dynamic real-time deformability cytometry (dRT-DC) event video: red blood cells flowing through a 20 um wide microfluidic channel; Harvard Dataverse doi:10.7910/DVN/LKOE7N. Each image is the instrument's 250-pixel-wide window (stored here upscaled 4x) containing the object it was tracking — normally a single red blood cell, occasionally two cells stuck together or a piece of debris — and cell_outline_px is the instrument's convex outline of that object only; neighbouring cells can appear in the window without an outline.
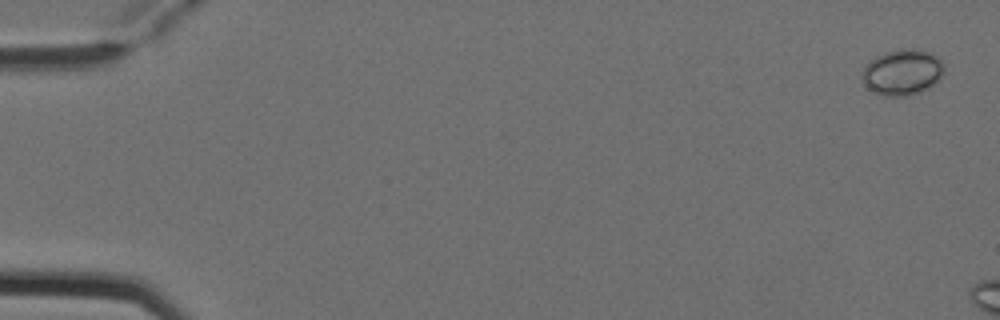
{"species": "Egyptian fruit bat (a non-hibernating species)", "species_latin": "Rousettus aegyptiacus", "temperature_condition": "cold", "stored_images_in_passage": 5, "camera_frame_rate_fps": 3000, "um_per_image_px": 0.085, "animal": {"sex": "female"}, "frame": {"image": 1, "passage_image": 5, "time_ms": 1.333, "image_size_px": [1000, 320], "cell_outline_px": [[944, 72], [932, 84], [920, 92], [904, 96], [884, 96], [868, 88], [864, 84], [860, 76], [864, 68], [876, 56], [884, 52], [900, 48], [912, 48], [928, 52], [936, 56], [944, 64]], "centroid_in_image_um": [76.67, 6.12], "position_along_channel_um": 8.3, "area_um2": 21.68}}